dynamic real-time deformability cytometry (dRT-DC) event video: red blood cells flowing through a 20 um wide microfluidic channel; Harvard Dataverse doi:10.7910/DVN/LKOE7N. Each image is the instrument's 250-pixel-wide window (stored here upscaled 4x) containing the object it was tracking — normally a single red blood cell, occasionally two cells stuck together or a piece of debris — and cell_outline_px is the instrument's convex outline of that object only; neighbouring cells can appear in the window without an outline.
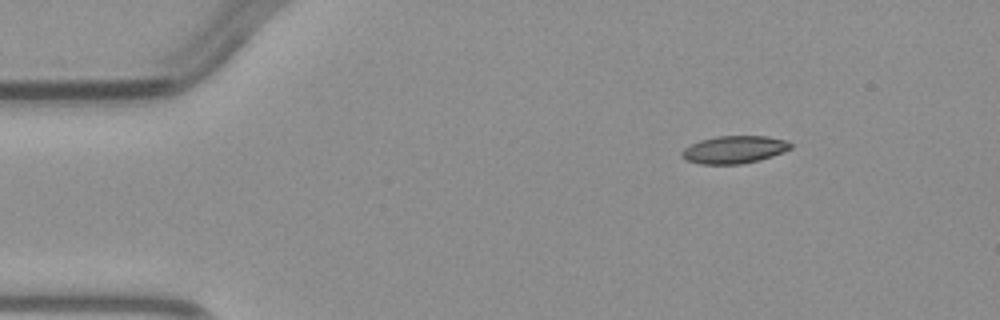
{"species": "common noctule bat (a hibernating species)", "species_latin": "Nyctalus noctula", "temperature_condition": "warm", "stored_images_in_passage": 3, "camera_frame_rate_fps": 3000, "um_per_image_px": 0.085, "animal": {"sex": "male", "body_mass_g": 23.1, "forearm_length_mm": 52.7}, "frame": {"image": 1, "passage_image": 1, "time_ms": 0.0, "image_size_px": [1000, 320], "cell_outline_px": [[792, 148], [784, 152], [760, 160], [740, 164], [700, 164], [688, 160], [680, 156], [680, 152], [684, 148], [700, 140], [716, 136], [768, 136], [788, 140], [792, 144]], "centroid_in_image_um": [62.44, 12.71], "position_along_channel_um": 22.6, "area_um2": 17.63}}
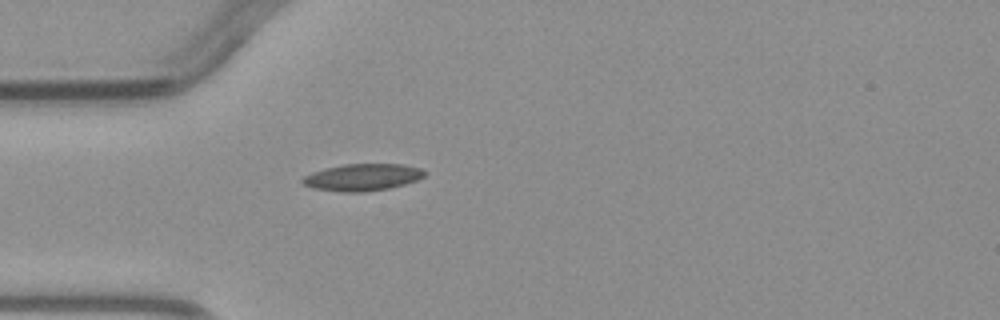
{"frame": {"image": 2, "passage_image": 3, "time_ms": 2.333, "image_size_px": [1000, 320], "cell_outline_px": [[428, 172], [424, 176], [416, 180], [404, 184], [388, 188], [364, 192], [340, 192], [312, 188], [304, 184], [300, 180], [304, 176], [312, 172], [324, 168], [344, 164], [404, 164], [420, 168]], "centroid_in_image_um": [30.8, 15.06], "position_along_channel_um": 54.2, "area_um2": 19.25}}